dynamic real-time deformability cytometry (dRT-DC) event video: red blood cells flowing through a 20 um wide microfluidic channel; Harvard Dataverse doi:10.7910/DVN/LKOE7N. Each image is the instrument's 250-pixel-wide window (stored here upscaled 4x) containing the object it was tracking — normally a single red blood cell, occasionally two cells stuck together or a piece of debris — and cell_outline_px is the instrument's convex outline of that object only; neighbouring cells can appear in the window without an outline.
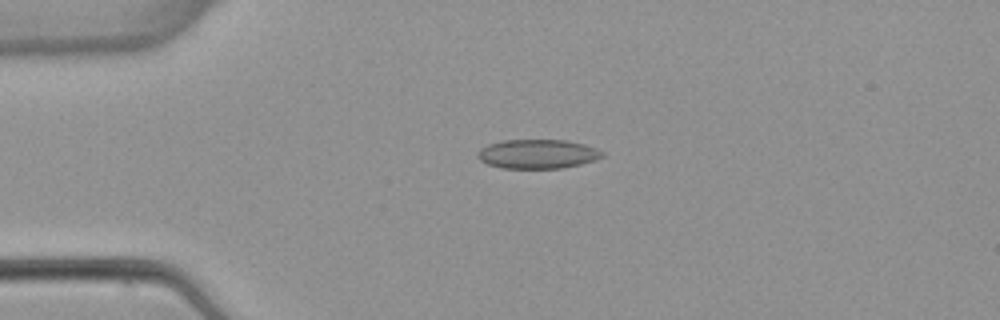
{"species": "common noctule bat (a hibernating species)", "species_latin": "Nyctalus noctula", "temperature_condition": "warm", "stored_images_in_passage": 4, "camera_frame_rate_fps": 3000, "um_per_image_px": 0.085, "animal": {"sex": "female", "body_mass_g": 22.7, "forearm_length_mm": 54.2}, "frame": {"image": 1, "passage_image": 3, "time_ms": 3.333, "image_size_px": [1000, 320], "cell_outline_px": [[604, 156], [596, 160], [564, 168], [500, 168], [488, 164], [480, 160], [476, 156], [480, 148], [488, 144], [504, 140], [564, 140], [584, 144], [596, 148], [604, 152]], "centroid_in_image_um": [45.7, 13.09], "position_along_channel_um": 39.3, "area_um2": 21.27}}